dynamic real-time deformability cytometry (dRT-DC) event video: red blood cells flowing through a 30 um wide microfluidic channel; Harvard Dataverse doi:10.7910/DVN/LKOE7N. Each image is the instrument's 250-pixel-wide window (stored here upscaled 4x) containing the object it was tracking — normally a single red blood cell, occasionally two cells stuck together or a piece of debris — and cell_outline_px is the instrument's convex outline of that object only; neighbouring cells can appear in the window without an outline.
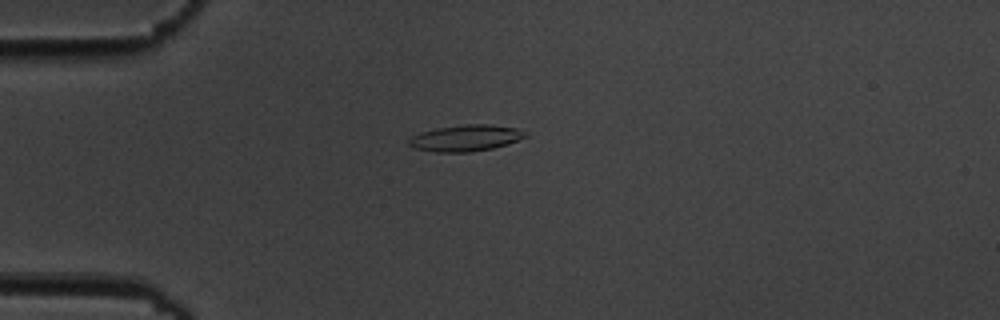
{"species": "common noctule bat (a hibernating species)", "species_latin": "Nyctalus noctula", "temperature_condition": "cold", "stored_images_in_passage": 4, "camera_frame_rate_fps": 3000, "um_per_image_px": 0.085, "animal": {"sex": "male", "body_mass_g": 19.5, "forearm_length_mm": 54.6}, "frame": {"image": 1, "passage_image": 2, "time_ms": 1.333, "image_size_px": [1000, 320], "cell_outline_px": [[528, 136], [508, 144], [492, 148], [468, 152], [436, 152], [412, 148], [408, 144], [408, 140], [412, 136], [420, 132], [436, 128], [464, 124], [488, 124], [520, 128]], "centroid_in_image_um": [39.57, 11.73], "position_along_channel_um": 45.4, "area_um2": 17.98}}
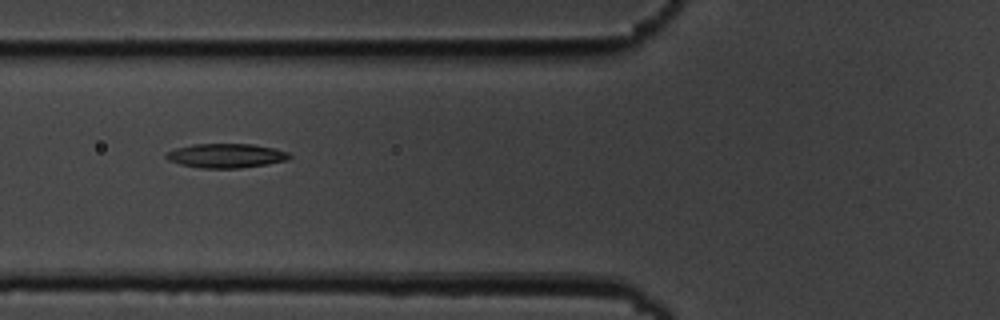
{"frame": {"image": 2, "passage_image": 4, "time_ms": 3.667, "image_size_px": [1000, 320], "cell_outline_px": [[292, 156], [288, 160], [268, 164], [240, 168], [200, 168], [180, 164], [168, 160], [164, 156], [168, 152], [176, 148], [192, 144], [252, 144], [272, 148], [288, 152]], "centroid_in_image_um": [19.22, 13.24], "position_along_channel_um": 106.6, "area_um2": 17.4}}